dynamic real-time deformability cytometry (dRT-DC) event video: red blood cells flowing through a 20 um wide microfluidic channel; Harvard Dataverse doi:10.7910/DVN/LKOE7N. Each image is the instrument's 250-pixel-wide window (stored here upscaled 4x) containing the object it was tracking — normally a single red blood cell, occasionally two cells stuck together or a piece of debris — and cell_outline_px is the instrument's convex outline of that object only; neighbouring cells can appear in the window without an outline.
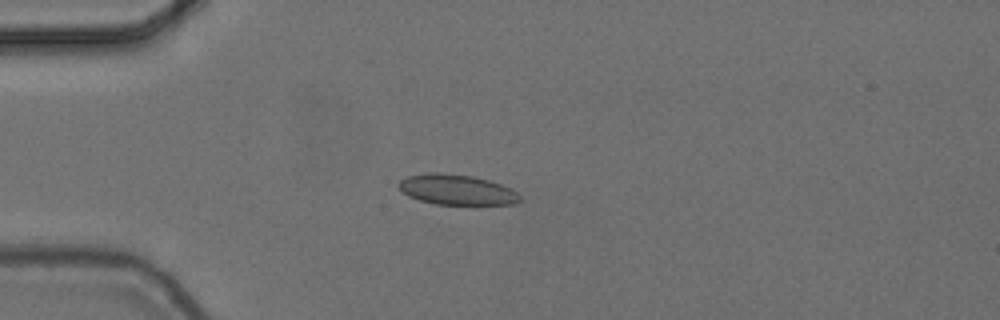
{"species": "common noctule bat (a hibernating species)", "species_latin": "Nyctalus noctula", "temperature_condition": "cold", "stored_images_in_passage": 5, "camera_frame_rate_fps": 3000, "um_per_image_px": 0.085, "animal": {"sex": "female", "body_mass_g": 24.6, "forearm_length_mm": 56.2}, "frame": {"image": 1, "passage_image": 3, "time_ms": 0.667, "image_size_px": [1000, 320], "cell_outline_px": [[520, 200], [516, 204], [436, 204], [420, 200], [408, 196], [396, 184], [400, 180], [408, 176], [428, 172], [440, 172], [472, 176], [488, 180], [500, 184], [516, 192], [520, 196]], "centroid_in_image_um": [38.79, 16.11], "position_along_channel_um": 46.2, "area_um2": 21.21}}
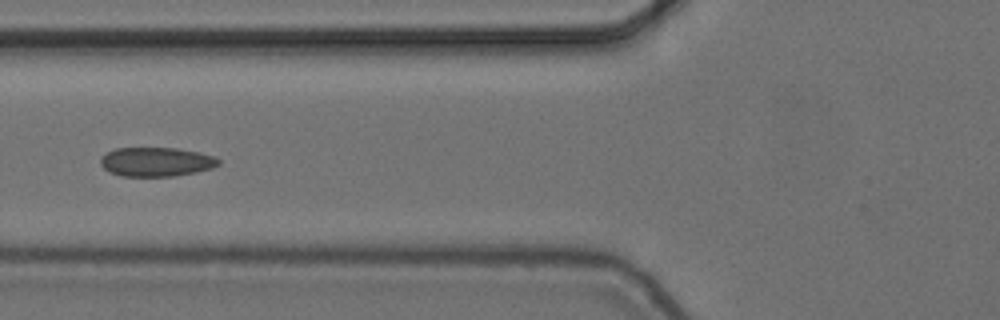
{"frame": {"image": 2, "passage_image": 5, "time_ms": 1.333, "image_size_px": [1000, 320], "cell_outline_px": [[220, 164], [212, 168], [196, 172], [176, 176], [120, 176], [104, 168], [100, 164], [100, 156], [116, 148], [176, 148], [200, 152], [216, 156], [220, 160]], "centroid_in_image_um": [13.31, 13.75], "position_along_channel_um": 112.5, "area_um2": 20.17}}